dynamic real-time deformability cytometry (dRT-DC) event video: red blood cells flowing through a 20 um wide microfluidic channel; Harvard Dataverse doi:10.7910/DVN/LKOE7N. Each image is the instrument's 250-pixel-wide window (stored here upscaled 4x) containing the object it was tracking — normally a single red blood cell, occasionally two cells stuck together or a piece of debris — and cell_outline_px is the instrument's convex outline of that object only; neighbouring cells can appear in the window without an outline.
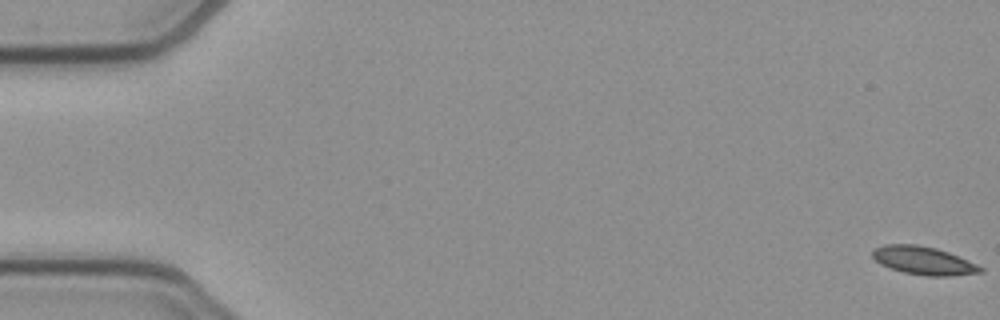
{"species": "common noctule bat (a hibernating species)", "species_latin": "Nyctalus noctula", "temperature_condition": "cold", "stored_images_in_passage": 12, "camera_frame_rate_fps": 3000, "um_per_image_px": 0.085, "animal": {"sex": "female", "body_mass_g": 21.9}, "frame": {"image": 1, "passage_image": 1, "time_ms": 0.0, "image_size_px": [1000, 320], "cell_outline_px": [[984, 272], [948, 276], [928, 276], [904, 272], [880, 264], [872, 256], [872, 252], [876, 248], [884, 244], [916, 244], [936, 248], [948, 252], [976, 264], [984, 268]], "centroid_in_image_um": [78.5, 22.15], "position_along_channel_um": 6.5, "area_um2": 17.51}}